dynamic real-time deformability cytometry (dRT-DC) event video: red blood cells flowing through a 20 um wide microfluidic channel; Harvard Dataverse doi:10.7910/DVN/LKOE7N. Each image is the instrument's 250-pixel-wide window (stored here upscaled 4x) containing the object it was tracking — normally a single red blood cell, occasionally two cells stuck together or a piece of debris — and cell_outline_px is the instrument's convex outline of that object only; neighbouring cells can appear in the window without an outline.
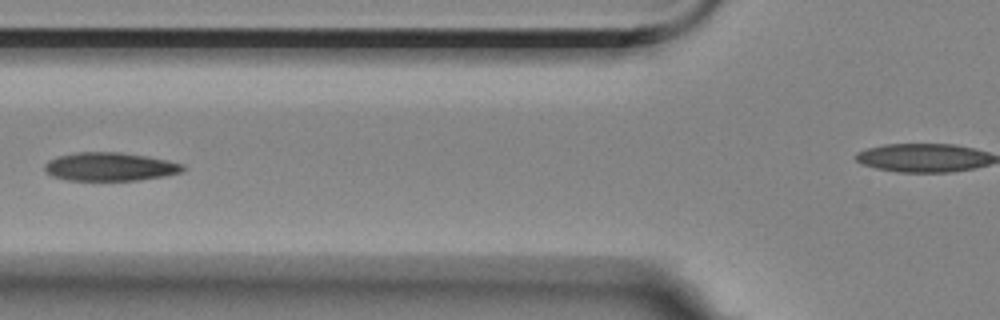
{"species": "Egyptian fruit bat (a non-hibernating species)", "species_latin": "Rousettus aegyptiacus", "temperature_condition": "room temperature", "stored_images_in_passage": 8, "segment_of_instrument_passage": [1, 2], "camera_frame_rate_fps": 3000, "um_per_image_px": 0.085, "animal": {"sex": "female"}, "frame": {"image": 1, "passage_image": 7, "time_ms": 7.0, "image_size_px": [1000, 320], "cell_outline_px": [[188, 168], [180, 172], [164, 176], [140, 180], [64, 180], [52, 176], [44, 168], [44, 164], [48, 160], [56, 156], [76, 152], [120, 152], [168, 160], [184, 164]], "centroid_in_image_um": [9.34, 14.17], "position_along_channel_um": 116.5, "area_um2": 23.0}}